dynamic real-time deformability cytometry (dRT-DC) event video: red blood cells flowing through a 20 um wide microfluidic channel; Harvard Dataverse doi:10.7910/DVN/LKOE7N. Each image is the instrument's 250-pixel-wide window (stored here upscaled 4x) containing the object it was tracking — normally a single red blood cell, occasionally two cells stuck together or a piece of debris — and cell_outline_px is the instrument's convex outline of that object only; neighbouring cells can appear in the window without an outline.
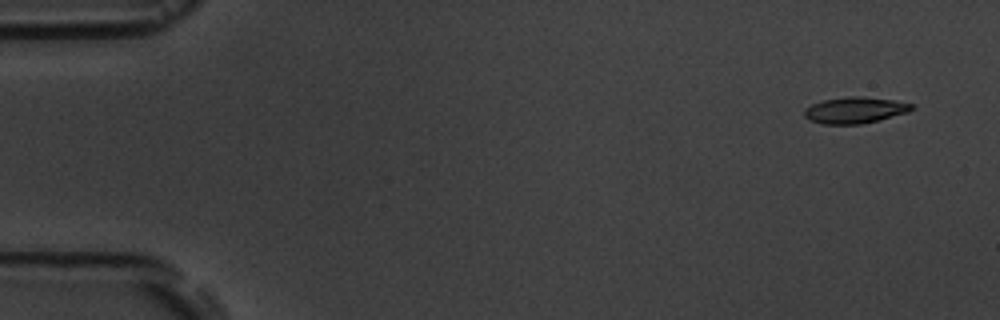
{"species": "common noctule bat (a hibernating species)", "species_latin": "Nyctalus noctula", "temperature_condition": "room temperature", "stored_images_in_passage": 7, "camera_frame_rate_fps": 3000, "um_per_image_px": 0.085, "animal": {"sex": "male", "body_mass_g": 19.5, "forearm_length_mm": 54.6}, "frame": {"image": 1, "passage_image": 1, "time_ms": 0.0, "image_size_px": [1000, 320], "cell_outline_px": [[916, 108], [908, 112], [860, 124], [820, 124], [804, 116], [804, 108], [812, 104], [824, 100], [848, 96], [864, 96], [892, 100], [912, 104]], "centroid_in_image_um": [72.65, 9.35], "position_along_channel_um": 12.3, "area_um2": 16.3}}
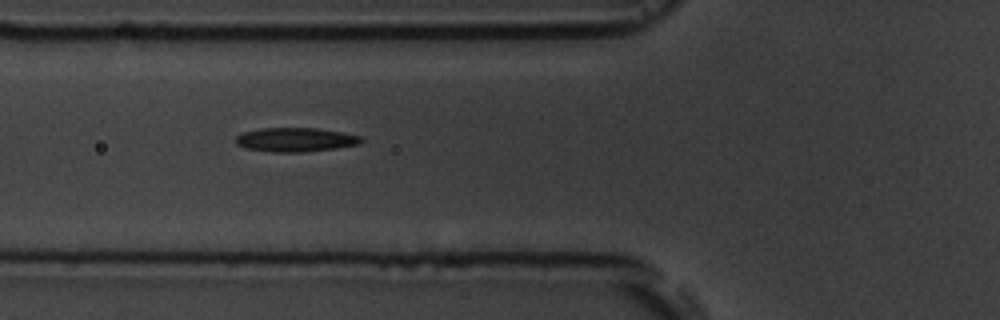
{"frame": {"image": 2, "passage_image": 6, "time_ms": 5.667, "image_size_px": [1000, 320], "cell_outline_px": [[364, 140], [360, 144], [336, 148], [300, 152], [272, 152], [244, 148], [236, 144], [232, 140], [240, 132], [260, 128], [316, 128], [344, 132], [360, 136]], "centroid_in_image_um": [25.06, 11.87], "position_along_channel_um": 100.7, "area_um2": 17.86}}
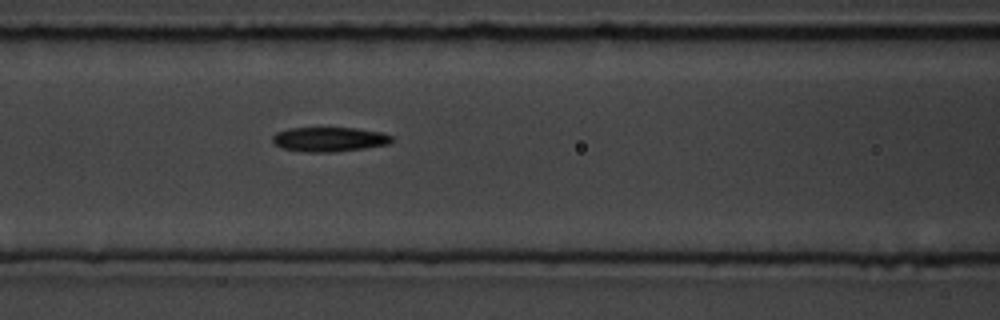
{"frame": {"image": 3, "passage_image": 7, "time_ms": 6.667, "image_size_px": [1000, 320], "cell_outline_px": [[392, 140], [388, 144], [364, 148], [332, 152], [308, 152], [284, 148], [276, 144], [272, 140], [272, 136], [276, 132], [288, 128], [356, 128], [380, 132], [392, 136]], "centroid_in_image_um": [27.98, 11.83], "position_along_channel_um": 138.6, "area_um2": 16.82}}